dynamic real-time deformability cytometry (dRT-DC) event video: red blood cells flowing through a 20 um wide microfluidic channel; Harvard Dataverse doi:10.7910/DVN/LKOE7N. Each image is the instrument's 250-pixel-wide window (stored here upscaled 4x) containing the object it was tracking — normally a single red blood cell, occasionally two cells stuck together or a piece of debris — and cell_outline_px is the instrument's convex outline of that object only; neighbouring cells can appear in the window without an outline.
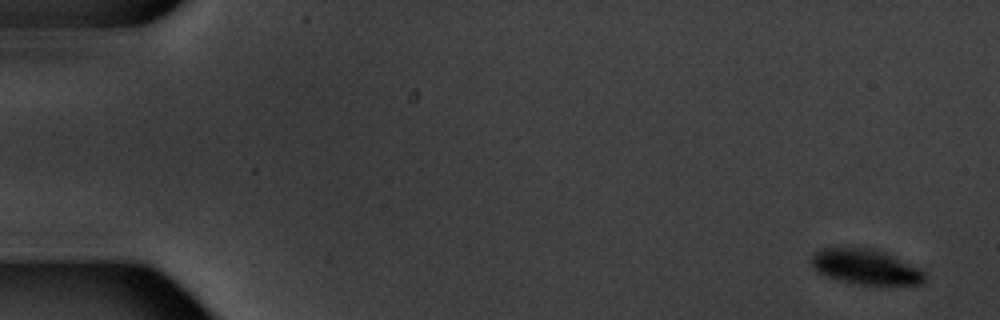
{"species": "common noctule bat (a hibernating species)", "species_latin": "Nyctalus noctula", "temperature_condition": "warm", "stored_images_in_passage": 6, "camera_frame_rate_fps": 3000, "um_per_image_px": 0.085, "animal": {"sex": "male", "body_mass_g": 20.1, "forearm_length_mm": 53.5}, "frame": {"image": 1, "passage_image": 1, "time_ms": 0.0, "image_size_px": [1000, 320], "cell_outline_px": [[924, 284], [860, 284], [840, 280], [816, 272], [812, 264], [812, 256], [816, 252], [824, 248], [872, 248], [884, 252], [924, 272]], "centroid_in_image_um": [73.54, 22.68], "position_along_channel_um": 11.5, "area_um2": 22.48}}